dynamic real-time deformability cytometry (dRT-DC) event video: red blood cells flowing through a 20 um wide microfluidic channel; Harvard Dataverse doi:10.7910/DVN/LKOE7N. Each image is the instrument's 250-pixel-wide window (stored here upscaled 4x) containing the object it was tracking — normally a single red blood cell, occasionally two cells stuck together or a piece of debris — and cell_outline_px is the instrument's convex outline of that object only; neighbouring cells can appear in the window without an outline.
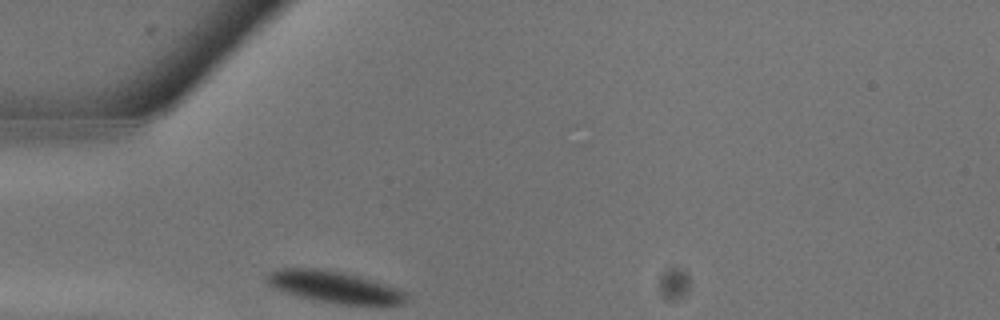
{"species": "common noctule bat (a hibernating species)", "species_latin": "Nyctalus noctula", "temperature_condition": "warm", "stored_images_in_passage": 3, "camera_frame_rate_fps": 3000, "um_per_image_px": 0.085, "animal": {"sex": "male", "body_mass_g": 13.3}, "frame": {"image": 1, "passage_image": 1, "time_ms": 0.0, "image_size_px": [1000, 320], "cell_outline_px": [[408, 296], [404, 304], [340, 304], [316, 300], [284, 292], [268, 284], [264, 276], [268, 272], [276, 268], [316, 268], [340, 272], [360, 276], [376, 280], [408, 292]], "centroid_in_image_um": [28.42, 24.37], "position_along_channel_um": 56.6, "area_um2": 25.78}}
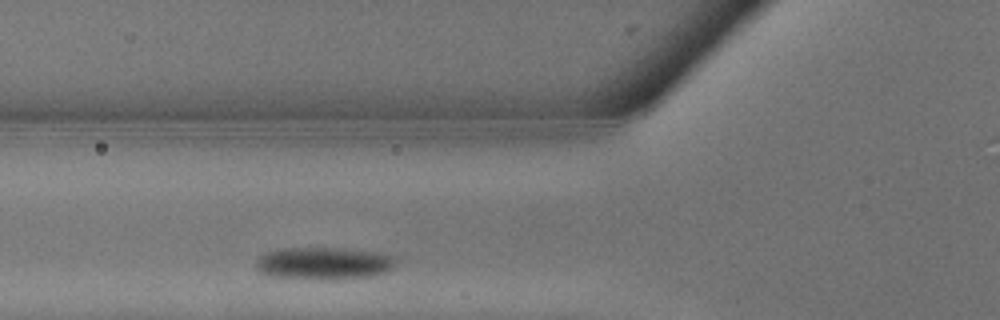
{"frame": {"image": 2, "passage_image": 3, "time_ms": 0.667, "image_size_px": [1000, 320], "cell_outline_px": [[396, 260], [392, 268], [384, 272], [368, 276], [268, 276], [260, 272], [256, 268], [256, 260], [264, 252], [276, 248], [340, 248], [380, 252], [392, 256]], "centroid_in_image_um": [27.47, 22.3], "position_along_channel_um": 98.3, "area_um2": 25.09}}